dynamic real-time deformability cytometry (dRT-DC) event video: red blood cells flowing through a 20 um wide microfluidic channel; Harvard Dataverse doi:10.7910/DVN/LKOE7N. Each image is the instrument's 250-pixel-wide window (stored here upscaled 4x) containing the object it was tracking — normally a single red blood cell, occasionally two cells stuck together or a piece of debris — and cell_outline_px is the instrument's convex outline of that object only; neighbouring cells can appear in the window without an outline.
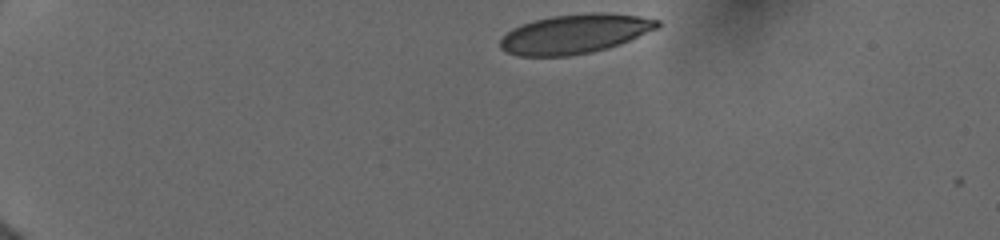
{"species": "human", "species_latin": "Homo sapiens", "temperature_condition": "cold", "stored_images_in_passage": 8, "camera_frame_rate_fps": 3000, "um_per_image_px": 0.085, "donor": {"sex": "female"}, "frame": {"image": 1, "passage_image": 1, "time_ms": 0.0, "image_size_px": [1000, 240], "cell_outline_px": [[660, 28], [620, 44], [608, 48], [592, 52], [572, 56], [520, 56], [508, 52], [500, 48], [500, 40], [512, 28], [536, 20], [552, 16], [592, 12], [604, 12], [640, 16], [660, 20]], "centroid_in_image_um": [48.92, 2.88], "position_along_channel_um": 36.1, "area_um2": 36.07}}
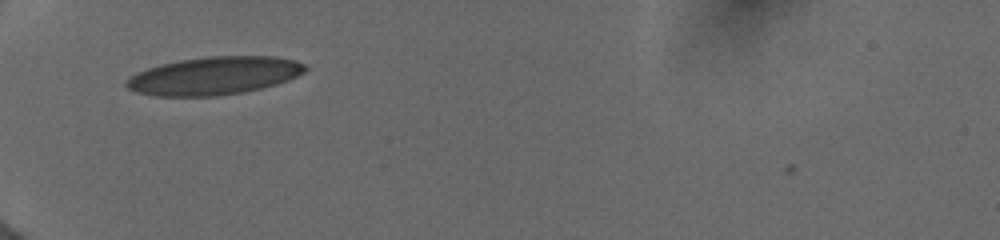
{"frame": {"image": 2, "passage_image": 5, "time_ms": 2.667, "image_size_px": [1000, 240], "cell_outline_px": [[308, 68], [304, 72], [288, 80], [276, 84], [244, 92], [216, 96], [156, 96], [136, 92], [128, 88], [124, 84], [124, 80], [136, 72], [148, 68], [180, 60], [208, 56], [276, 56], [296, 60], [304, 64]], "centroid_in_image_um": [18.2, 6.44], "position_along_channel_um": 66.8, "area_um2": 39.59}}
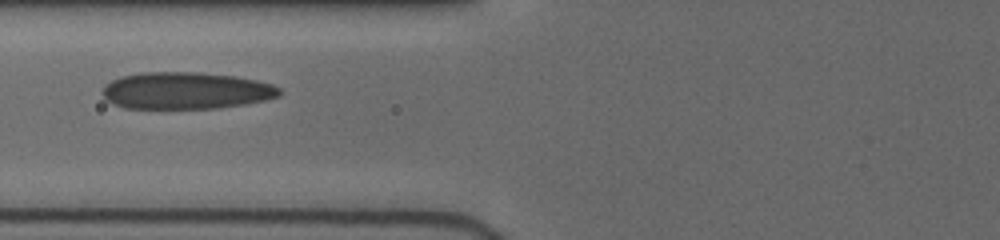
{"frame": {"image": 3, "passage_image": 7, "time_ms": 4.0, "image_size_px": [1000, 240], "cell_outline_px": [[280, 96], [264, 100], [244, 104], [216, 108], [124, 108], [108, 100], [100, 92], [104, 84], [120, 76], [140, 72], [200, 72], [236, 76], [256, 80], [272, 84], [280, 88]], "centroid_in_image_um": [15.78, 7.69], "position_along_channel_um": 110.0, "area_um2": 38.21}}